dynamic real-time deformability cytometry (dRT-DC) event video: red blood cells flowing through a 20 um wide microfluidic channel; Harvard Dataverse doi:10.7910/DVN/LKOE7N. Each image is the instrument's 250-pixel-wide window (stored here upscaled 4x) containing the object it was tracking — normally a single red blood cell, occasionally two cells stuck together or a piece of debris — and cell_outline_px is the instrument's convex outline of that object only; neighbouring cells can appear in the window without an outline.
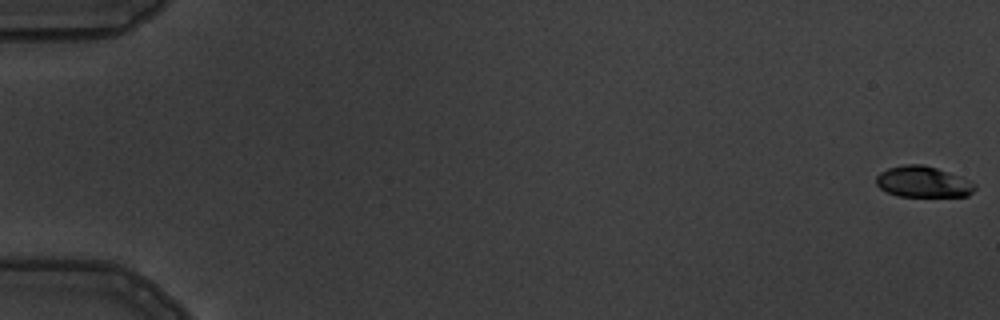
{"species": "common noctule bat (a hibernating species)", "species_latin": "Nyctalus noctula", "temperature_condition": "warm", "stored_images_in_passage": 5, "camera_frame_rate_fps": 3000, "um_per_image_px": 0.085, "animal": {"sex": "male", "body_mass_g": 19.5, "forearm_length_mm": 54.6}, "frame": {"image": 1, "passage_image": 1, "time_ms": 0.0, "image_size_px": [1000, 320], "cell_outline_px": [[976, 188], [968, 196], [896, 196], [880, 188], [876, 184], [876, 176], [880, 172], [888, 168], [904, 164], [924, 164], [960, 176], [976, 184]], "centroid_in_image_um": [78.45, 15.45], "position_along_channel_um": 6.6, "area_um2": 17.86}}
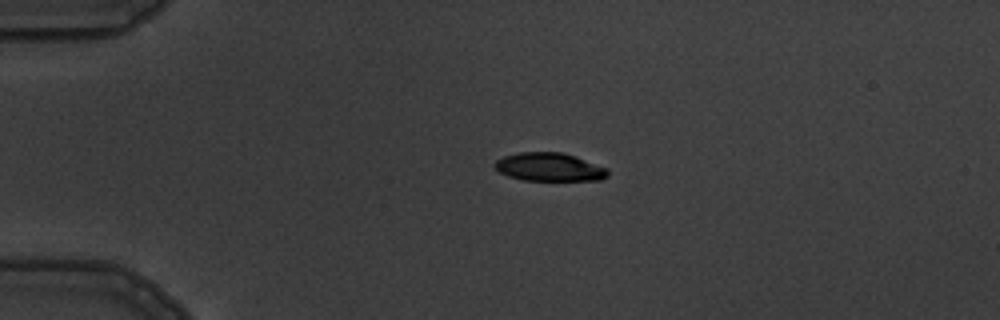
{"frame": {"image": 2, "passage_image": 4, "time_ms": 4.333, "image_size_px": [1000, 320], "cell_outline_px": [[608, 176], [600, 180], [524, 180], [508, 176], [500, 172], [492, 164], [496, 160], [504, 156], [520, 152], [564, 152], [576, 156], [608, 168]], "centroid_in_image_um": [46.71, 14.19], "position_along_channel_um": 38.3, "area_um2": 18.73}}